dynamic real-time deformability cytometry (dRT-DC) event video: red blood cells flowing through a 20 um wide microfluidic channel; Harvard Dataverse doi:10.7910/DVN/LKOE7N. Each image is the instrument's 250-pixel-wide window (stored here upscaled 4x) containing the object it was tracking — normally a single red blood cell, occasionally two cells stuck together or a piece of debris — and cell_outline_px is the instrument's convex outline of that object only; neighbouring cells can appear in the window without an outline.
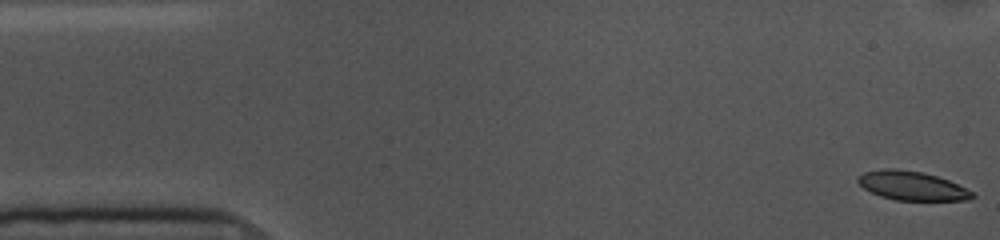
{"species": "common noctule bat (a hibernating species)", "species_latin": "Nyctalus noctula", "temperature_condition": "cold", "stored_images_in_passage": 54, "camera_frame_rate_fps": 3000, "um_per_image_px": 0.085, "animal": {"sex": "female", "body_mass_g": 10.0, "forearm_length_mm": 53.1}, "frame": {"image": 1, "passage_image": 1, "time_ms": 0.0, "image_size_px": [1000, 240], "cell_outline_px": [[976, 196], [968, 200], [896, 200], [880, 196], [864, 188], [856, 180], [864, 172], [884, 168], [896, 168], [924, 172], [948, 180], [972, 192]], "centroid_in_image_um": [77.5, 15.78], "position_along_channel_um": 7.5, "area_um2": 19.13}}
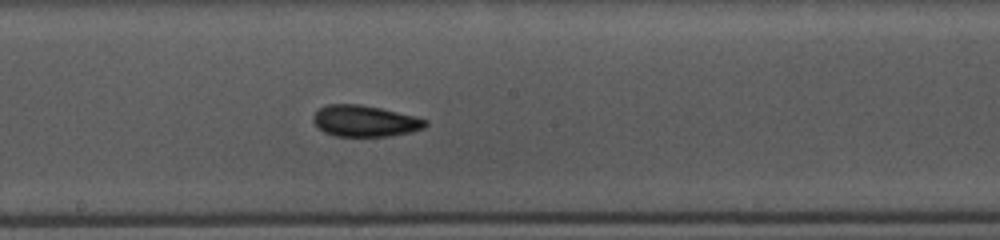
{"frame": {"image": 2, "passage_image": 28, "time_ms": 9.0, "image_size_px": [1000, 240], "cell_outline_px": [[428, 124], [424, 128], [412, 132], [388, 136], [336, 136], [324, 132], [312, 120], [312, 116], [324, 104], [360, 104], [380, 108], [416, 116], [428, 120]], "centroid_in_image_um": [31.03, 10.28], "position_along_channel_um": 217.2, "area_um2": 20.52}}
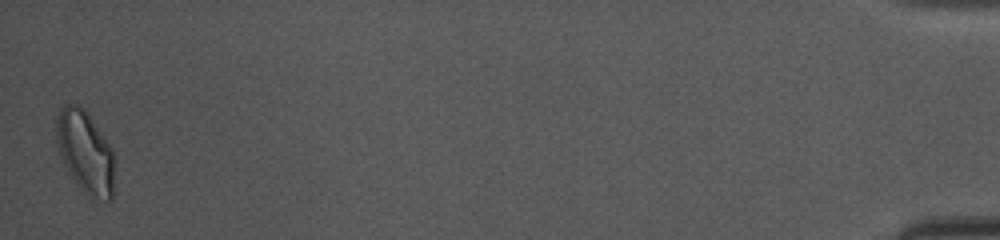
{"frame": {"image": 3, "passage_image": 54, "time_ms": 17.667, "image_size_px": [1000, 240], "cell_outline_px": [[116, 160], [112, 200], [104, 200], [88, 196], [76, 184], [68, 172], [60, 156], [56, 140], [56, 116], [60, 108], [64, 104], [76, 104], [84, 108], [88, 112], [112, 148]], "centroid_in_image_um": [7.27, 12.92], "position_along_channel_um": 427.9, "area_um2": 28.55}, "authors_computed_cell_mechanics": {"area_um2": 20.2589, "velocity_mm_per_s": 3.5812, "shape_relaxation_time_tau1_ms": 3.6245, "shape_relaxation_time_tau2_ms": 1.9301, "deformation_change_tau1": 0.1231, "deformation_change_tau2": 0.0743}}